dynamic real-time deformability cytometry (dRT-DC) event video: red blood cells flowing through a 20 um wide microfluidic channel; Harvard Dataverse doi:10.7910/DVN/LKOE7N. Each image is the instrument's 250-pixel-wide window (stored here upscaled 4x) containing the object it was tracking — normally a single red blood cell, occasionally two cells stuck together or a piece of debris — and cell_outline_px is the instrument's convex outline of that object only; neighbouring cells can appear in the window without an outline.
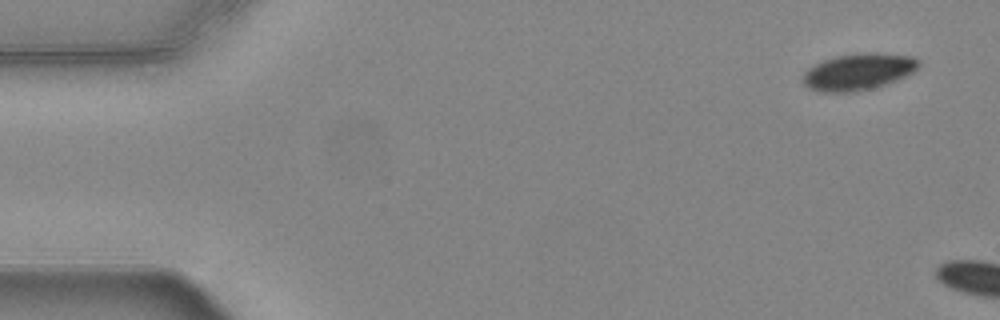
{"species": "common noctule bat (a hibernating species)", "species_latin": "Nyctalus noctula", "temperature_condition": "warm", "stored_images_in_passage": 5, "camera_frame_rate_fps": 3000, "um_per_image_px": 0.085, "animal": {"sex": "female", "body_mass_g": 24.6, "forearm_length_mm": 56.2}, "frame": {"image": 1, "passage_image": 1, "time_ms": 0.0, "image_size_px": [1000, 320], "cell_outline_px": [[920, 68], [896, 80], [872, 88], [856, 92], [820, 92], [808, 88], [804, 84], [804, 72], [808, 68], [824, 60], [836, 56], [860, 52], [880, 52], [912, 56], [920, 60]], "centroid_in_image_um": [72.99, 6.08], "position_along_channel_um": 12.0, "area_um2": 24.85}}